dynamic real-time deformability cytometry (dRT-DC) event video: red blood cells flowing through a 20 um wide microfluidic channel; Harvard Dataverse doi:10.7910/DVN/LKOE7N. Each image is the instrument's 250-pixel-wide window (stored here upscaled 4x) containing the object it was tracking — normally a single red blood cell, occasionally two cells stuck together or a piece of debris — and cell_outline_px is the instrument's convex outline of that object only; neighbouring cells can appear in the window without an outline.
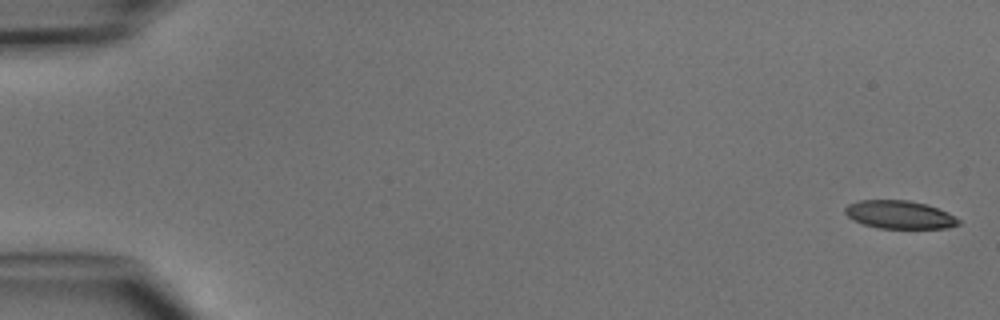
{"species": "common noctule bat (a hibernating species)", "species_latin": "Nyctalus noctula", "temperature_condition": "cold", "stored_images_in_passage": 49, "camera_frame_rate_fps": 3000, "um_per_image_px": 0.085, "animal": {"sex": "male", "body_mass_g": 15.6}, "frame": {"image": 1, "passage_image": 1, "time_ms": 0.0, "image_size_px": [1000, 320], "cell_outline_px": [[960, 224], [948, 228], [880, 228], [864, 224], [852, 220], [844, 212], [844, 208], [848, 204], [860, 200], [908, 200], [928, 204], [948, 212], [960, 220]], "centroid_in_image_um": [76.47, 18.24], "position_along_channel_um": 8.5, "area_um2": 18.67}}
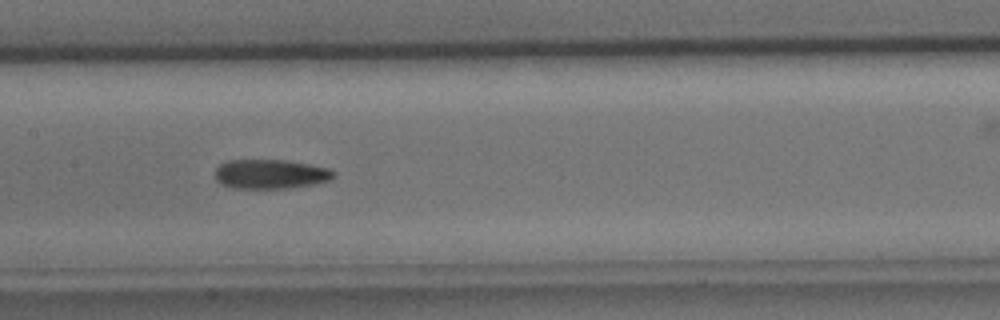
{"frame": {"image": 2, "passage_image": 24, "time_ms": 7.667, "image_size_px": [1000, 320], "cell_outline_px": [[336, 176], [332, 180], [316, 184], [288, 188], [236, 188], [224, 184], [216, 180], [216, 168], [220, 164], [228, 160], [284, 160], [308, 164], [328, 168], [336, 172]], "centroid_in_image_um": [23.05, 14.79], "position_along_channel_um": 184.3, "area_um2": 20.29}}
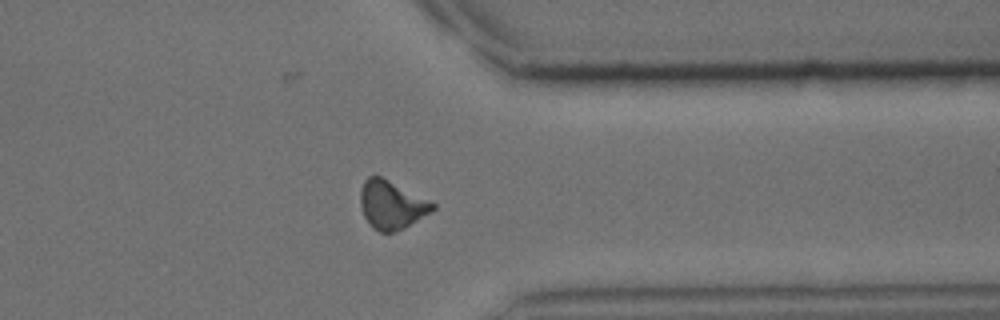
{"frame": {"image": 3, "passage_image": 38, "time_ms": 12.333, "image_size_px": [1000, 320], "cell_outline_px": [[436, 208], [432, 212], [404, 228], [392, 232], [380, 232], [372, 228], [364, 216], [360, 204], [360, 192], [364, 180], [368, 176], [380, 176], [436, 204]], "centroid_in_image_um": [33.27, 17.43], "position_along_channel_um": 378.1, "area_um2": 20.17}}